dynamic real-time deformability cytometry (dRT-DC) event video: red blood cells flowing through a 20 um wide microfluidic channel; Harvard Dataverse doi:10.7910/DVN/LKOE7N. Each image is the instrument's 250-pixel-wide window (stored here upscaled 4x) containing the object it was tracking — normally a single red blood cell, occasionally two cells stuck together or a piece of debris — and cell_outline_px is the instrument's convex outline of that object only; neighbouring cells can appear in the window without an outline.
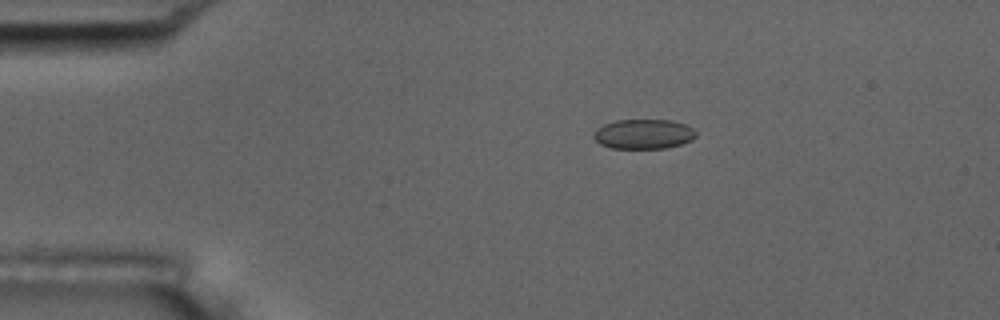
{"species": "common noctule bat (a hibernating species)", "species_latin": "Nyctalus noctula", "temperature_condition": "room temperature", "stored_images_in_passage": 45, "camera_frame_rate_fps": 3000, "um_per_image_px": 0.085, "animal": {"sex": "male", "body_mass_g": 17.5, "forearm_length_mm": 52.3}, "frame": {"image": 1, "passage_image": 1, "time_ms": 0.0, "image_size_px": [1000, 320], "cell_outline_px": [[696, 136], [692, 140], [680, 144], [664, 148], [612, 148], [600, 144], [592, 136], [592, 132], [596, 128], [604, 124], [616, 120], [672, 120], [684, 124], [692, 128], [696, 132]], "centroid_in_image_um": [54.67, 11.39], "position_along_channel_um": 30.3, "area_um2": 17.74}}
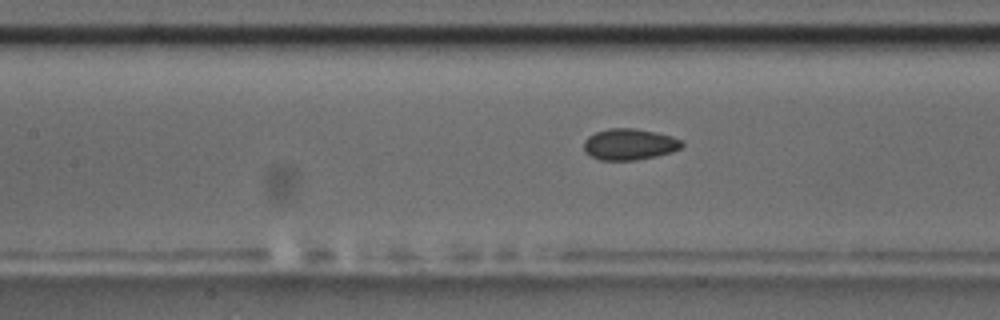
{"frame": {"image": 2, "passage_image": 15, "time_ms": 4.667, "image_size_px": [1000, 320], "cell_outline_px": [[684, 144], [680, 148], [672, 152], [656, 156], [636, 160], [600, 160], [584, 152], [584, 140], [588, 136], [596, 132], [608, 128], [636, 128], [656, 132], [672, 136], [680, 140]], "centroid_in_image_um": [53.49, 12.26], "position_along_channel_um": 153.9, "area_um2": 17.92}}
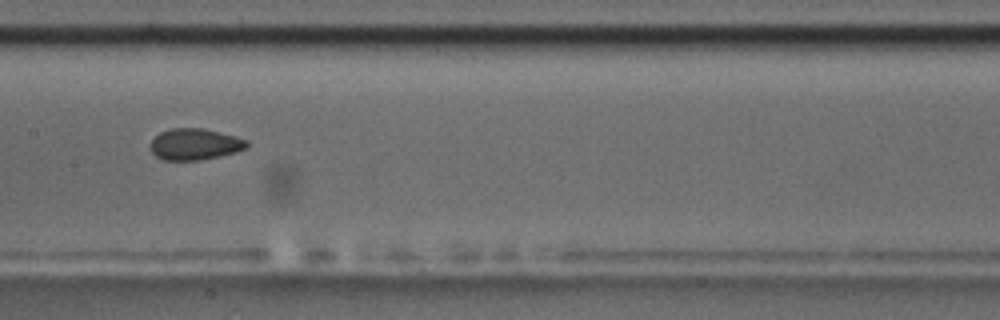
{"frame": {"image": 3, "passage_image": 18, "time_ms": 5.667, "image_size_px": [1000, 320], "cell_outline_px": [[248, 148], [236, 152], [200, 160], [164, 160], [156, 156], [152, 152], [152, 140], [160, 132], [172, 128], [204, 128], [236, 136], [248, 140]], "centroid_in_image_um": [16.6, 12.25], "position_along_channel_um": 190.8, "area_um2": 17.57}, "authors_computed_cell_mechanics": {"area_um2": 17.8024, "velocity_mm_per_s": 3.7318, "shape_relaxation_time_tau1_ms": null, "shape_relaxation_time_tau2_ms": 1.5836, "deformation_change_tau1": null, "deformation_change_tau2": 0.0614}}